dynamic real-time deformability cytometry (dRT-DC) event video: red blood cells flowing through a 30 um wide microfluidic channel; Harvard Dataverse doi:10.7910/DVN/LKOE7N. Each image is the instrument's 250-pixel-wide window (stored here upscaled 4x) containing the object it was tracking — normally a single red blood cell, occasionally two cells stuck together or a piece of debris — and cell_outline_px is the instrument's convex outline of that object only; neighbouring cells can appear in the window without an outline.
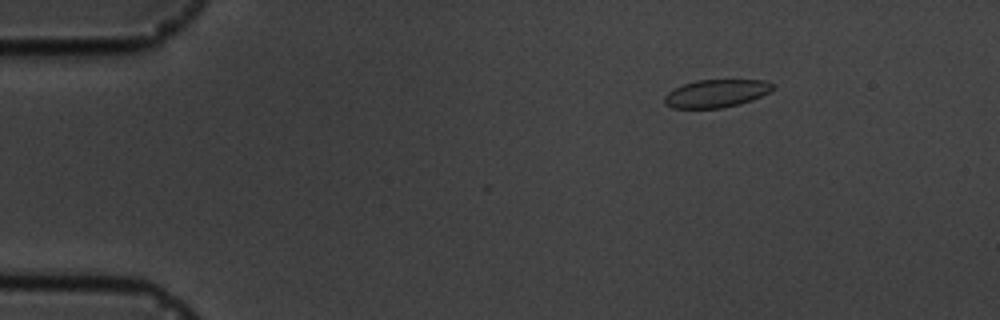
{"species": "common noctule bat (a hibernating species)", "species_latin": "Nyctalus noctula", "temperature_condition": "cold", "stored_images_in_passage": 17, "camera_frame_rate_fps": 3000, "um_per_image_px": 0.085, "animal": {"sex": "male", "body_mass_g": 19.5, "forearm_length_mm": 54.6}, "frame": {"image": 1, "passage_image": 3, "time_ms": 2.333, "image_size_px": [1000, 320], "cell_outline_px": [[776, 88], [752, 100], [740, 104], [724, 108], [672, 108], [664, 104], [664, 96], [668, 92], [684, 84], [696, 80], [764, 80], [772, 84]], "centroid_in_image_um": [60.87, 7.95], "position_along_channel_um": 24.1, "area_um2": 17.57}}
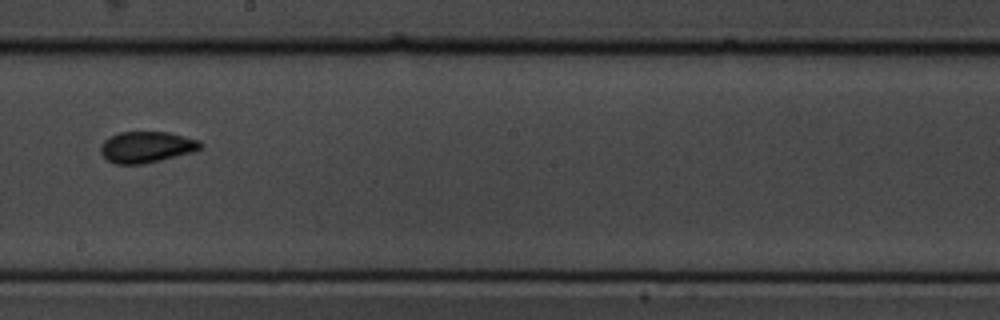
{"frame": {"image": 2, "passage_image": 10, "time_ms": 10.333, "image_size_px": [1000, 320], "cell_outline_px": [[204, 144], [200, 148], [192, 152], [144, 164], [116, 164], [108, 160], [100, 152], [100, 148], [104, 140], [120, 132], [168, 132], [200, 140]], "centroid_in_image_um": [12.47, 12.5], "position_along_channel_um": 235.7, "area_um2": 18.03}}
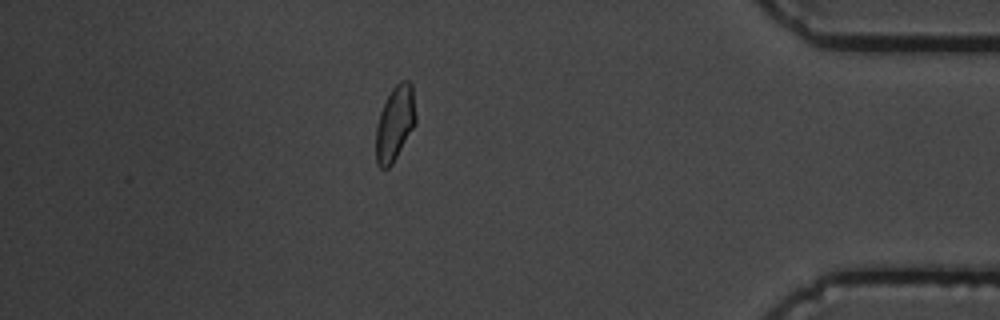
{"frame": {"image": 3, "passage_image": 15, "time_ms": 16.0, "image_size_px": [1000, 320], "cell_outline_px": [[416, 124], [392, 164], [388, 168], [380, 168], [376, 164], [376, 128], [380, 112], [392, 88], [400, 80], [408, 80], [412, 84], [416, 116]], "centroid_in_image_um": [33.58, 10.48], "position_along_channel_um": 401.6, "area_um2": 17.4}, "authors_computed_cell_mechanics": {"area_um2": 17.9758, "velocity_mm_per_s": 3.5884, "shape_relaxation_time_tau1_ms": 2.8528, "shape_relaxation_time_tau2_ms": null, "deformation_change_tau1": 0.0512, "deformation_change_tau2": null}}